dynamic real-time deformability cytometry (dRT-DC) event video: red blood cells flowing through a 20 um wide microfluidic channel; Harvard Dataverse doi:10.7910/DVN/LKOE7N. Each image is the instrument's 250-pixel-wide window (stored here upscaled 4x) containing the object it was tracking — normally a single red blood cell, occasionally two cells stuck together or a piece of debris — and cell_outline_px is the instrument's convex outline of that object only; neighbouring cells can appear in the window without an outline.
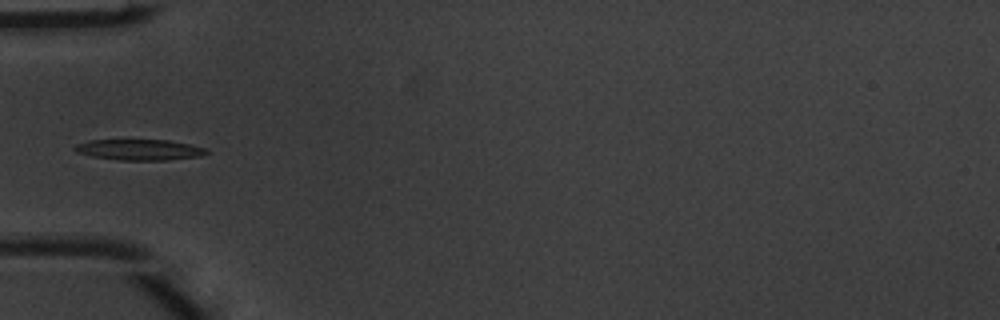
{"species": "common noctule bat (a hibernating species)", "species_latin": "Nyctalus noctula", "temperature_condition": "warm", "stored_images_in_passage": 5, "camera_frame_rate_fps": 3000, "um_per_image_px": 0.085, "animal": {"sex": "male", "body_mass_g": 20.1, "forearm_length_mm": 53.5}, "frame": {"image": 1, "passage_image": 5, "time_ms": 1.333, "image_size_px": [1000, 320], "cell_outline_px": [[212, 152], [200, 156], [168, 160], [120, 160], [92, 156], [76, 152], [72, 148], [76, 144], [88, 140], [168, 140], [208, 148]], "centroid_in_image_um": [11.88, 12.73], "position_along_channel_um": 73.1, "area_um2": 16.07}}